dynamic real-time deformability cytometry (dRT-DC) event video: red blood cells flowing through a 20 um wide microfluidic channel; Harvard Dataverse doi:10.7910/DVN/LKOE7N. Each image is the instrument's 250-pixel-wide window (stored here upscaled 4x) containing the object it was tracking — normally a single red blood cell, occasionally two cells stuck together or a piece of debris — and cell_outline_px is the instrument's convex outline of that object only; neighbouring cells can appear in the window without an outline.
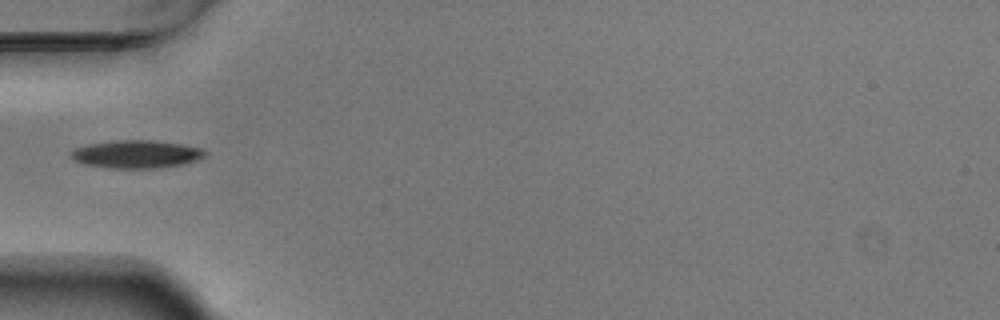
{"species": "Egyptian fruit bat (a non-hibernating species)", "species_latin": "Rousettus aegyptiacus", "temperature_condition": "warm", "stored_images_in_passage": 30, "camera_frame_rate_fps": 3000, "um_per_image_px": 0.085, "animal": {"sex": "male"}, "frame": {"image": 1, "passage_image": 1, "time_ms": 0.0, "image_size_px": [1000, 320], "cell_outline_px": [[208, 152], [204, 156], [196, 160], [180, 164], [160, 168], [108, 168], [84, 164], [72, 160], [72, 152], [76, 148], [88, 144], [120, 140], [152, 140], [180, 144], [204, 148]], "centroid_in_image_um": [11.61, 13.11], "position_along_channel_um": 73.4, "area_um2": 21.68}}
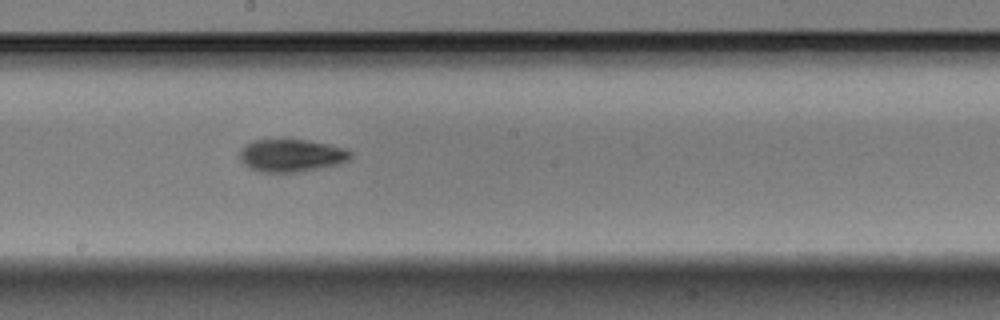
{"frame": {"image": 2, "passage_image": 13, "time_ms": 4.0, "image_size_px": [1000, 320], "cell_outline_px": [[352, 156], [348, 160], [336, 164], [300, 172], [260, 172], [248, 168], [240, 160], [240, 152], [244, 144], [252, 140], [304, 140], [328, 144], [344, 148], [352, 152]], "centroid_in_image_um": [24.72, 13.22], "position_along_channel_um": 223.5, "area_um2": 20.98}}
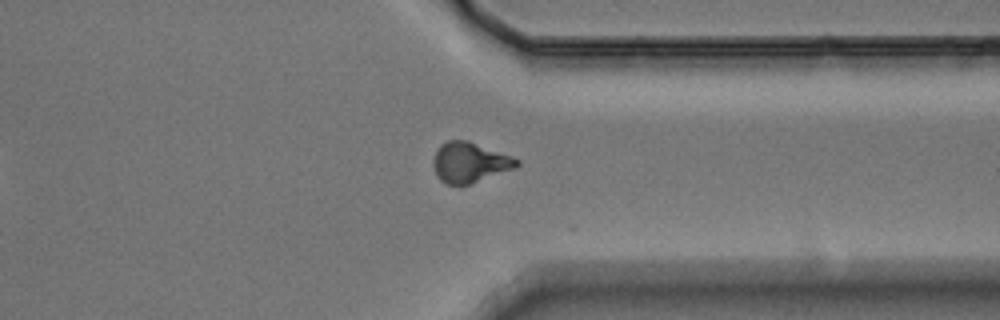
{"frame": {"image": 3, "passage_image": 25, "time_ms": 8.0, "image_size_px": [1000, 320], "cell_outline_px": [[520, 164], [516, 168], [468, 184], [444, 184], [436, 176], [432, 164], [432, 160], [440, 144], [448, 140], [468, 140], [512, 156], [520, 160]], "centroid_in_image_um": [39.91, 13.79], "position_along_channel_um": 371.5, "area_um2": 19.65}}